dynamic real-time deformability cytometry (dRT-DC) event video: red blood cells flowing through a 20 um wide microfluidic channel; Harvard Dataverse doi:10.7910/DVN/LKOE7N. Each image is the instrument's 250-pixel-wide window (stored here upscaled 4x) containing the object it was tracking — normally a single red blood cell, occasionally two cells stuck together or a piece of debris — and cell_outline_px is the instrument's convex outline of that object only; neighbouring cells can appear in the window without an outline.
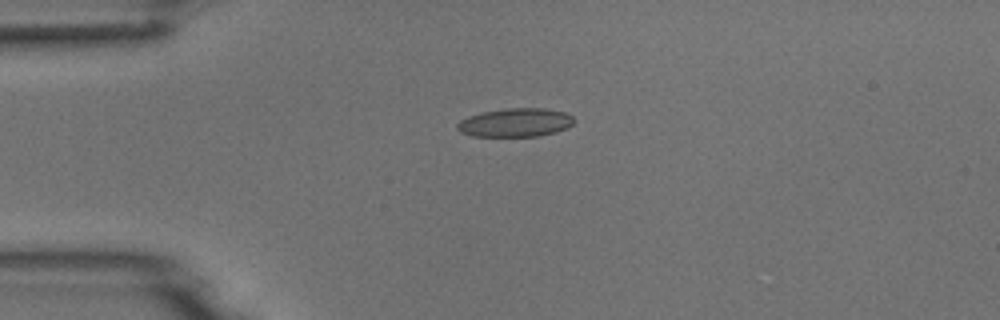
{"species": "common noctule bat (a hibernating species)", "species_latin": "Nyctalus noctula", "temperature_condition": "room temperature", "stored_images_in_passage": 4, "camera_frame_rate_fps": 3000, "um_per_image_px": 0.085, "animal": {"sex": "male", "body_mass_g": 18.8}, "frame": {"image": 1, "passage_image": 3, "time_ms": 3.333, "image_size_px": [1000, 320], "cell_outline_px": [[576, 120], [568, 128], [556, 132], [536, 136], [472, 136], [460, 132], [456, 128], [456, 124], [460, 120], [468, 116], [484, 112], [508, 108], [544, 108], [564, 112], [572, 116]], "centroid_in_image_um": [43.81, 10.42], "position_along_channel_um": 41.2, "area_um2": 19.48}}